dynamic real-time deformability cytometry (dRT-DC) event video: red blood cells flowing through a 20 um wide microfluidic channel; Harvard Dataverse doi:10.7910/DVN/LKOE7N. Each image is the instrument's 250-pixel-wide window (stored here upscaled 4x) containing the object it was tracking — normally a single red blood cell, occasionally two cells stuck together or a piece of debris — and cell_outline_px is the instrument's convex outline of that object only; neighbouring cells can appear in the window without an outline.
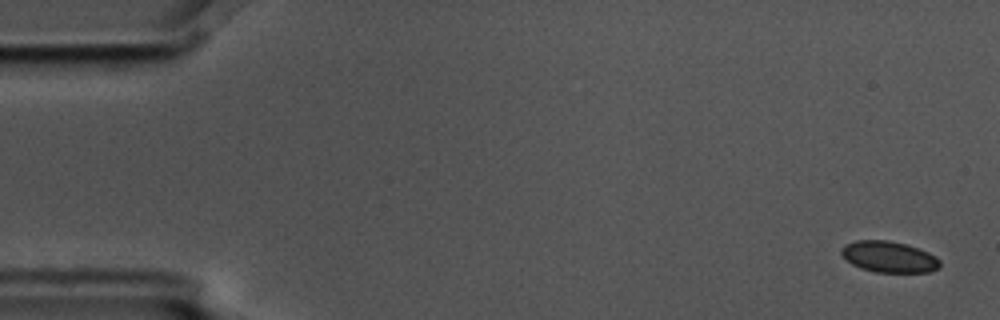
{"species": "common noctule bat (a hibernating species)", "species_latin": "Nyctalus noctula", "temperature_condition": "cold", "stored_images_in_passage": 5, "camera_frame_rate_fps": 3000, "um_per_image_px": 0.085, "animal": {"sex": "male", "body_mass_g": 17.5, "forearm_length_mm": 52.3}, "frame": {"image": 1, "passage_image": 1, "time_ms": 0.0, "image_size_px": [1000, 320], "cell_outline_px": [[940, 268], [932, 272], [876, 272], [860, 268], [852, 264], [840, 252], [840, 248], [844, 244], [856, 240], [888, 240], [908, 244], [928, 252], [936, 256], [940, 260]], "centroid_in_image_um": [75.58, 21.82], "position_along_channel_um": 9.4, "area_um2": 18.09}}
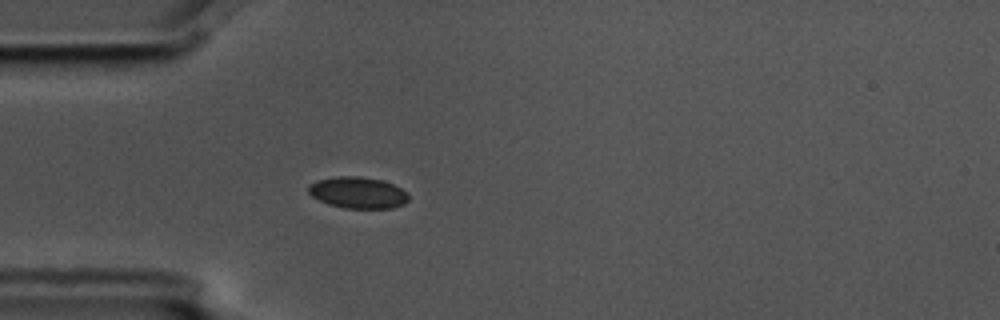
{"frame": {"image": 2, "passage_image": 5, "time_ms": 1.333, "image_size_px": [1000, 320], "cell_outline_px": [[408, 200], [404, 204], [392, 208], [344, 208], [328, 204], [312, 196], [308, 192], [308, 184], [316, 180], [336, 176], [360, 176], [380, 180], [392, 184], [408, 192]], "centroid_in_image_um": [30.4, 16.37], "position_along_channel_um": 54.6, "area_um2": 18.38}}